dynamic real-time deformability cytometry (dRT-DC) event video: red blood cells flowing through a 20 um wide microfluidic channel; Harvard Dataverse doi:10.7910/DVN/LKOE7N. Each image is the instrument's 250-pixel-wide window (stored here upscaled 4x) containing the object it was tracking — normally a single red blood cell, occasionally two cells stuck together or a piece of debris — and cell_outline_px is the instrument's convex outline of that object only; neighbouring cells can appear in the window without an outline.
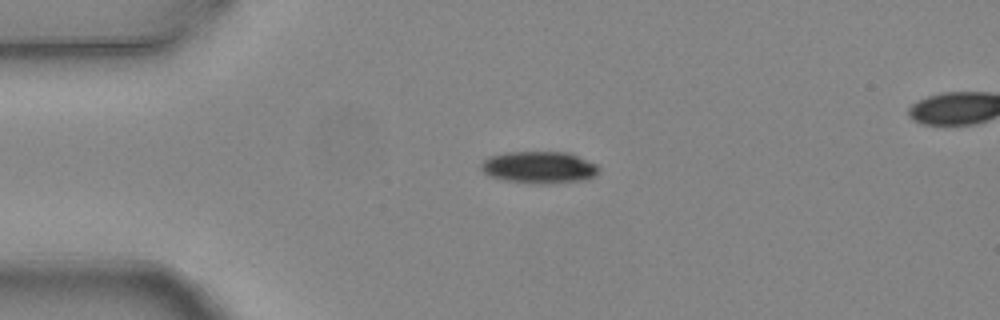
{"species": "common noctule bat (a hibernating species)", "species_latin": "Nyctalus noctula", "temperature_condition": "warm", "stored_images_in_passage": 5, "segment_of_instrument_passage": [1, 2], "camera_frame_rate_fps": 3000, "um_per_image_px": 0.085, "animal": {"sex": "female", "body_mass_g": 24.6, "forearm_length_mm": 56.2}, "frame": {"image": 1, "passage_image": 3, "time_ms": 0.667, "image_size_px": [1000, 320], "cell_outline_px": [[600, 172], [596, 176], [588, 180], [544, 184], [540, 184], [504, 180], [488, 176], [480, 168], [480, 164], [488, 156], [504, 152], [568, 152], [596, 164], [600, 168]], "centroid_in_image_um": [45.84, 14.23], "position_along_channel_um": 39.2, "area_um2": 22.25}}